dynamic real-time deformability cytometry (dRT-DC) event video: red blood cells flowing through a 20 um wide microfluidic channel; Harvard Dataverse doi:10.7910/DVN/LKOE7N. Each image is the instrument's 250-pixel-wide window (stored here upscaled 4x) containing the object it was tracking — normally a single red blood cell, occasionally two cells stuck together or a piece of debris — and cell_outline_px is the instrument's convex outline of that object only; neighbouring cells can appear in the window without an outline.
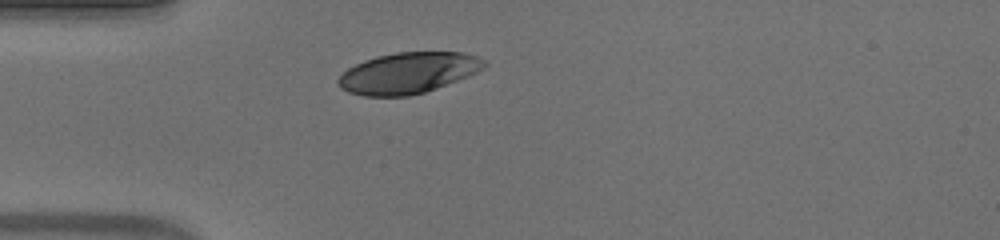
{"species": "human", "species_latin": "Homo sapiens", "temperature_condition": "warm", "stored_images_in_passage": 29, "camera_frame_rate_fps": 3000, "um_per_image_px": 0.085, "donor": {"sex": "male"}, "frame": {"image": 1, "passage_image": 1, "time_ms": 0.0, "image_size_px": [1000, 240], "cell_outline_px": [[488, 64], [476, 72], [468, 76], [436, 88], [424, 92], [408, 96], [364, 96], [348, 92], [340, 88], [336, 84], [336, 80], [348, 68], [364, 60], [376, 56], [396, 52], [464, 52], [488, 60]], "centroid_in_image_um": [34.68, 6.19], "position_along_channel_um": 50.3, "area_um2": 34.97}}
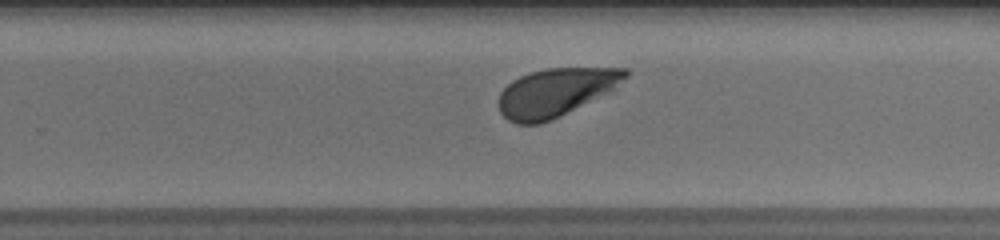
{"frame": {"image": 2, "passage_image": 20, "time_ms": 6.333, "image_size_px": [1000, 240], "cell_outline_px": [[628, 76], [612, 88], [540, 124], [516, 124], [508, 120], [500, 112], [500, 92], [512, 80], [528, 72], [548, 68], [628, 68]], "centroid_in_image_um": [47.14, 7.82], "position_along_channel_um": 282.7, "area_um2": 34.22}}
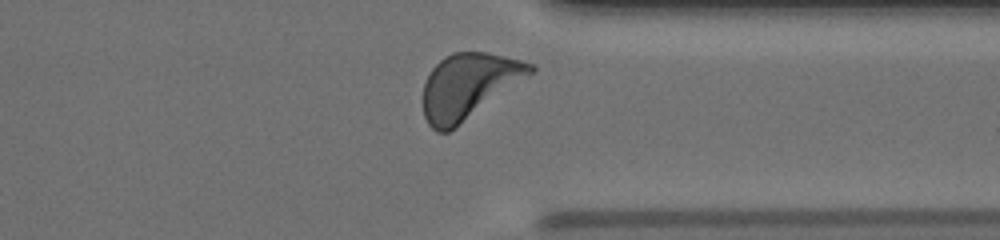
{"frame": {"image": 3, "passage_image": 27, "time_ms": 8.667, "image_size_px": [1000, 240], "cell_outline_px": [[536, 68], [532, 72], [448, 132], [436, 132], [428, 124], [424, 116], [424, 84], [432, 68], [444, 56], [452, 52], [484, 52], [504, 56], [536, 64]], "centroid_in_image_um": [39.79, 7.28], "position_along_channel_um": 371.6, "area_um2": 39.65}, "authors_computed_cell_mechanics": {"area_um2": 36.7608, "velocity_mm_per_s": 3.8816, "shape_relaxation_time_tau1_ms": 2.0681, "shape_relaxation_time_tau2_ms": null, "deformation_change_tau1": 0.1435, "deformation_change_tau2": null}}